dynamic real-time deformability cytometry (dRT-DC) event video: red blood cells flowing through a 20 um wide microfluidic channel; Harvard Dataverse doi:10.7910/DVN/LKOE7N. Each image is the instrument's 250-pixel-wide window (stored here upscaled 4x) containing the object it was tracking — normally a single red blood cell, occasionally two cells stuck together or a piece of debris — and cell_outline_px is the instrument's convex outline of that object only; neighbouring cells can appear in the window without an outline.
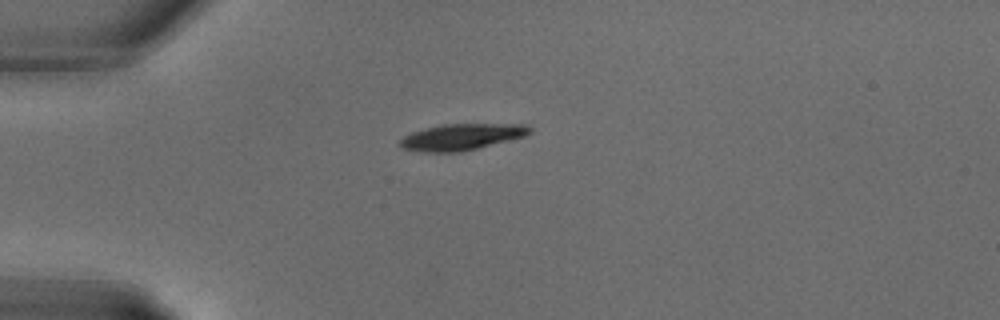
{"species": "common noctule bat (a hibernating species)", "species_latin": "Nyctalus noctula", "temperature_condition": "warm", "stored_images_in_passage": 16, "camera_frame_rate_fps": 3000, "um_per_image_px": 0.085, "animal": {"sex": "male", "body_mass_g": 18.8}, "frame": {"image": 1, "passage_image": 1, "time_ms": 0.0, "image_size_px": [1000, 320], "cell_outline_px": [[532, 132], [524, 136], [460, 152], [424, 152], [404, 148], [400, 144], [400, 140], [404, 136], [412, 132], [424, 128], [440, 124], [528, 124], [532, 128]], "centroid_in_image_um": [39.25, 11.62], "position_along_channel_um": 45.8, "area_um2": 19.71}}
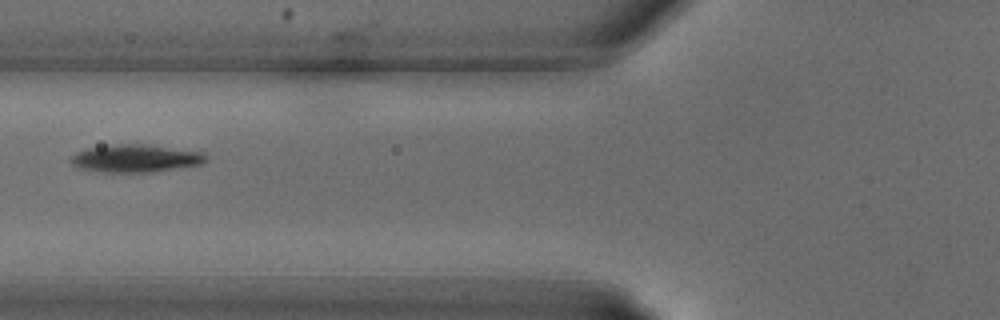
{"frame": {"image": 2, "passage_image": 5, "time_ms": 1.333, "image_size_px": [1000, 320], "cell_outline_px": [[208, 160], [200, 164], [152, 172], [100, 172], [76, 168], [68, 160], [76, 152], [84, 148], [112, 144], [148, 144], [204, 152], [208, 156]], "centroid_in_image_um": [11.48, 13.45], "position_along_channel_um": 114.3, "area_um2": 22.2}}
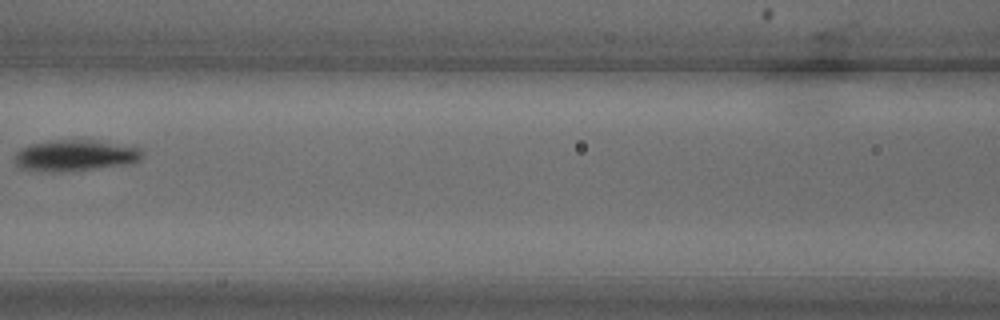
{"frame": {"image": 3, "passage_image": 7, "time_ms": 2.0, "image_size_px": [1000, 320], "cell_outline_px": [[144, 156], [136, 164], [56, 172], [48, 172], [20, 168], [16, 164], [16, 152], [20, 148], [32, 144], [48, 140], [100, 140], [136, 144], [144, 148]], "centroid_in_image_um": [6.57, 13.19], "position_along_channel_um": 160.0, "area_um2": 24.1}}